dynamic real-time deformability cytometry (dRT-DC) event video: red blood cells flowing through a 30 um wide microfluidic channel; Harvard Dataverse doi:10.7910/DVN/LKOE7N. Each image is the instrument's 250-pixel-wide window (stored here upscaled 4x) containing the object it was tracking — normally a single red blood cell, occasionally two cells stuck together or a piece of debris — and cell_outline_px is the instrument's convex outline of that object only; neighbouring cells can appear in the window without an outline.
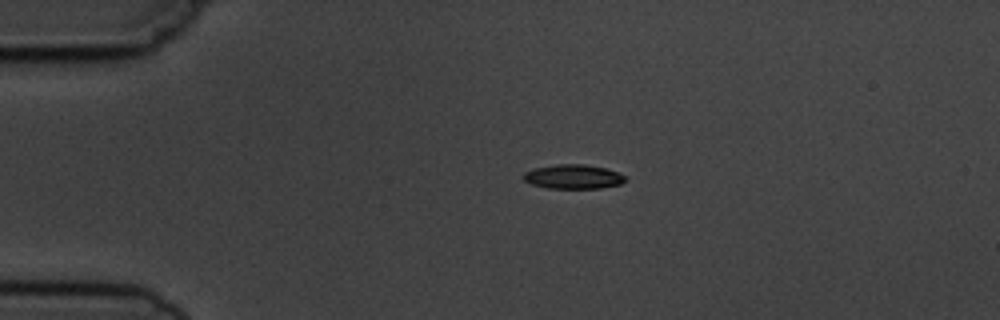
{"species": "common noctule bat (a hibernating species)", "species_latin": "Nyctalus noctula", "temperature_condition": "cold", "stored_images_in_passage": 2, "camera_frame_rate_fps": 3000, "um_per_image_px": 0.085, "animal": {"sex": "male", "body_mass_g": 19.5, "forearm_length_mm": 54.6}, "frame": {"image": 1, "passage_image": 1, "time_ms": 0.0, "image_size_px": [1000, 320], "cell_outline_px": [[628, 180], [620, 184], [600, 188], [548, 188], [532, 184], [524, 180], [524, 172], [536, 168], [556, 164], [584, 164], [604, 168], [616, 172], [624, 176]], "centroid_in_image_um": [48.73, 15.02], "position_along_channel_um": 36.3, "area_um2": 14.22}}